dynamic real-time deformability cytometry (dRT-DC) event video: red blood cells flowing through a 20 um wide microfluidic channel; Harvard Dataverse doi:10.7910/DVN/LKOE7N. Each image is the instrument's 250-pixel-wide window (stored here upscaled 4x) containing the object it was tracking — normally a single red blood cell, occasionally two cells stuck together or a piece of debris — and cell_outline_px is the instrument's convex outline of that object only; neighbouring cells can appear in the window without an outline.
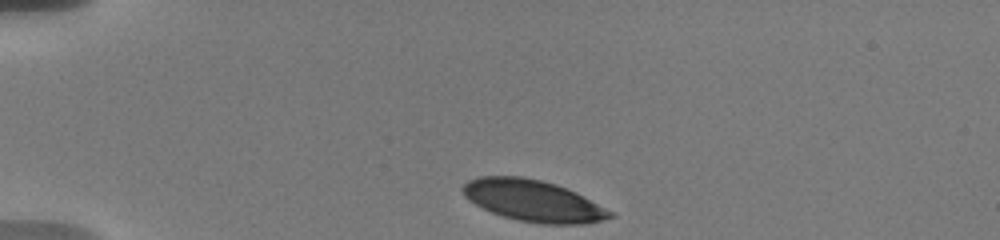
{"species": "human", "species_latin": "Homo sapiens", "temperature_condition": "warm", "stored_images_in_passage": 25, "camera_frame_rate_fps": 3000, "um_per_image_px": 0.085, "donor": {"sex": "male"}, "frame": {"image": 1, "passage_image": 1, "time_ms": 0.0, "image_size_px": [1000, 240], "cell_outline_px": [[616, 216], [588, 224], [540, 224], [516, 220], [492, 212], [476, 204], [464, 196], [460, 188], [468, 180], [480, 176], [524, 176], [556, 184], [568, 188], [576, 192], [612, 212]], "centroid_in_image_um": [45.31, 17.06], "position_along_channel_um": 39.7, "area_um2": 35.6}}
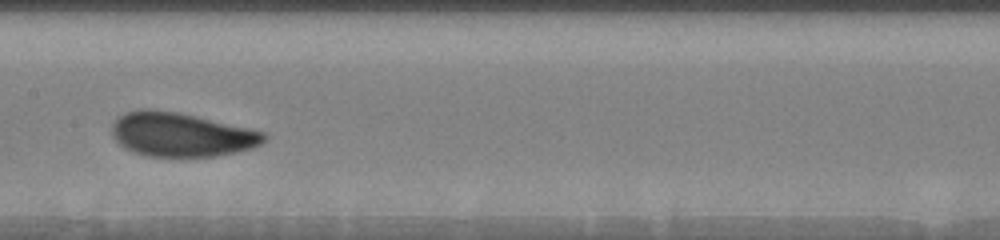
{"frame": {"image": 2, "passage_image": 14, "time_ms": 5.667, "image_size_px": [1000, 240], "cell_outline_px": [[268, 136], [260, 144], [252, 148], [236, 152], [216, 156], [148, 156], [132, 152], [124, 148], [112, 136], [112, 124], [116, 116], [140, 108], [148, 108], [180, 112], [268, 132]], "centroid_in_image_um": [15.4, 11.42], "position_along_channel_um": 192.0, "area_um2": 39.42}}
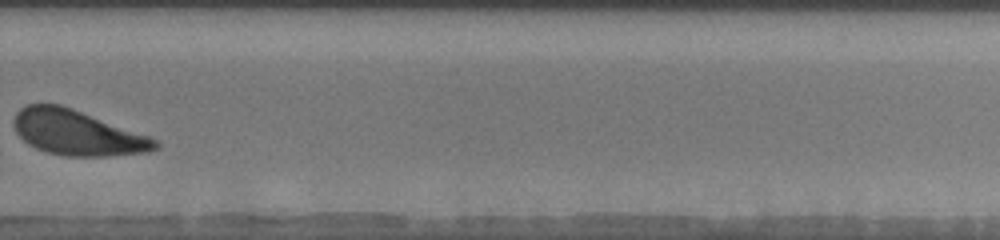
{"frame": {"image": 3, "passage_image": 19, "time_ms": 9.333, "image_size_px": [1000, 240], "cell_outline_px": [[160, 148], [148, 152], [108, 156], [64, 156], [48, 152], [36, 148], [28, 144], [16, 132], [12, 124], [12, 120], [16, 112], [20, 108], [28, 104], [60, 104], [72, 108], [148, 136], [156, 140], [160, 144]], "centroid_in_image_um": [6.53, 11.28], "position_along_channel_um": 323.3, "area_um2": 37.05}, "authors_computed_cell_mechanics": {"area_um2": 38.2058, "velocity_mm_per_s": 3.6033, "shape_relaxation_time_tau1_ms": 1.9245, "shape_relaxation_time_tau2_ms": 1.1687, "deformation_change_tau1": 0.1087, "deformation_change_tau2": 0.0725}}